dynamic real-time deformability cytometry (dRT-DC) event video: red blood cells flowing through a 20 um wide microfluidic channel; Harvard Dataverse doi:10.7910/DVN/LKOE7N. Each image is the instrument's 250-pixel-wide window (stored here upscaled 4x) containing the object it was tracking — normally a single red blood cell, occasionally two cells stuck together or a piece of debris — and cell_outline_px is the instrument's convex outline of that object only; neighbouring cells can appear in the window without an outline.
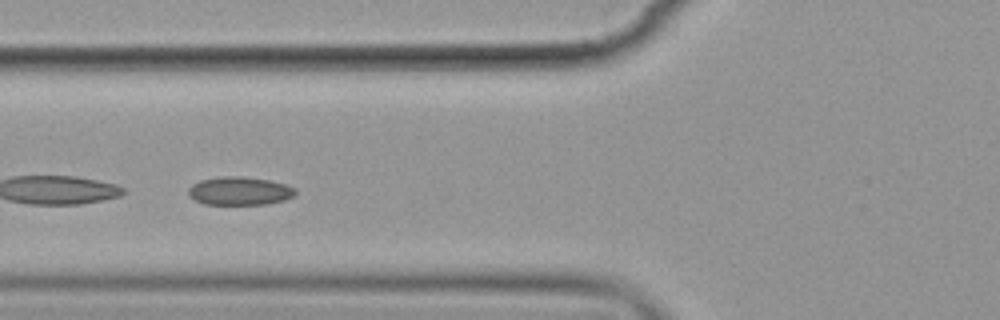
{"species": "common noctule bat (a hibernating species)", "species_latin": "Nyctalus noctula", "temperature_condition": "cold", "stored_images_in_passage": 7, "camera_frame_rate_fps": 3000, "um_per_image_px": 0.085, "animal": {"sex": "female", "body_mass_g": 19.9}, "frame": {"image": 1, "passage_image": 5, "time_ms": 4.667, "image_size_px": [1000, 320], "cell_outline_px": [[296, 192], [292, 196], [284, 200], [268, 204], [204, 204], [188, 196], [188, 188], [192, 184], [200, 180], [220, 176], [240, 176], [268, 180], [284, 184], [296, 188]], "centroid_in_image_um": [20.34, 16.23], "position_along_channel_um": 105.5, "area_um2": 17.63}}
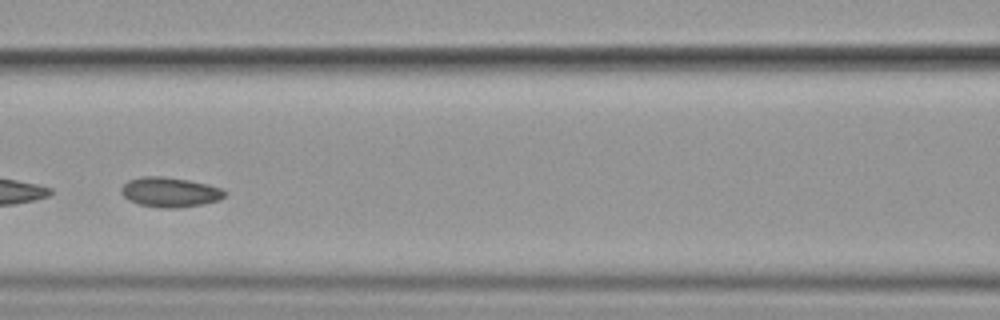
{"frame": {"image": 2, "passage_image": 6, "time_ms": 6.0, "image_size_px": [1000, 320], "cell_outline_px": [[228, 192], [224, 196], [216, 200], [200, 204], [176, 208], [164, 208], [140, 204], [128, 200], [120, 192], [120, 188], [128, 180], [140, 176], [160, 176], [188, 180], [208, 184], [224, 188]], "centroid_in_image_um": [14.43, 16.31], "position_along_channel_um": 152.2, "area_um2": 17.92}}
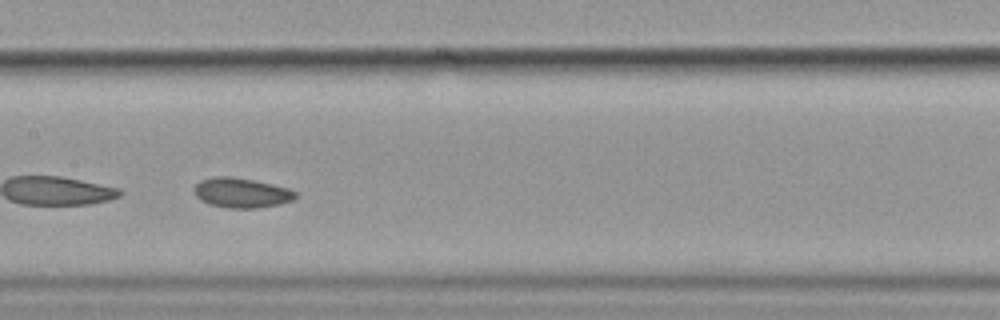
{"frame": {"image": 3, "passage_image": 7, "time_ms": 7.0, "image_size_px": [1000, 320], "cell_outline_px": [[296, 196], [292, 200], [280, 204], [256, 208], [228, 208], [212, 204], [200, 200], [196, 196], [192, 188], [200, 180], [212, 176], [228, 176], [252, 180], [272, 184], [288, 188], [296, 192]], "centroid_in_image_um": [20.49, 16.38], "position_along_channel_um": 186.9, "area_um2": 17.57}}